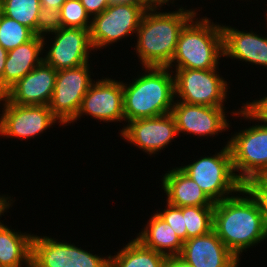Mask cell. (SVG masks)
I'll return each instance as SVG.
<instances>
[{"mask_svg":"<svg viewBox=\"0 0 267 267\" xmlns=\"http://www.w3.org/2000/svg\"><path fill=\"white\" fill-rule=\"evenodd\" d=\"M165 209H159L155 213L168 223L180 240L184 243L187 240V230L182 213V207H175L165 202ZM163 210V211H162Z\"/></svg>","mask_w":267,"mask_h":267,"instance_id":"f1b7e54d","label":"cell"},{"mask_svg":"<svg viewBox=\"0 0 267 267\" xmlns=\"http://www.w3.org/2000/svg\"><path fill=\"white\" fill-rule=\"evenodd\" d=\"M265 18H266L265 20H266V22H267V12H265Z\"/></svg>","mask_w":267,"mask_h":267,"instance_id":"60d3db41","label":"cell"},{"mask_svg":"<svg viewBox=\"0 0 267 267\" xmlns=\"http://www.w3.org/2000/svg\"><path fill=\"white\" fill-rule=\"evenodd\" d=\"M63 27L90 30L91 17L80 0H66L60 9Z\"/></svg>","mask_w":267,"mask_h":267,"instance_id":"4316f807","label":"cell"},{"mask_svg":"<svg viewBox=\"0 0 267 267\" xmlns=\"http://www.w3.org/2000/svg\"><path fill=\"white\" fill-rule=\"evenodd\" d=\"M161 178L168 204L175 207L214 206L207 194L179 167L170 168Z\"/></svg>","mask_w":267,"mask_h":267,"instance_id":"ffe728a7","label":"cell"},{"mask_svg":"<svg viewBox=\"0 0 267 267\" xmlns=\"http://www.w3.org/2000/svg\"><path fill=\"white\" fill-rule=\"evenodd\" d=\"M182 213L187 230V240L203 236L213 230L214 206H186Z\"/></svg>","mask_w":267,"mask_h":267,"instance_id":"cb8c5ba5","label":"cell"},{"mask_svg":"<svg viewBox=\"0 0 267 267\" xmlns=\"http://www.w3.org/2000/svg\"><path fill=\"white\" fill-rule=\"evenodd\" d=\"M226 143L214 155L200 156L187 165L179 166L214 203L235 195L243 187L234 173L232 154Z\"/></svg>","mask_w":267,"mask_h":267,"instance_id":"8992f818","label":"cell"},{"mask_svg":"<svg viewBox=\"0 0 267 267\" xmlns=\"http://www.w3.org/2000/svg\"><path fill=\"white\" fill-rule=\"evenodd\" d=\"M175 1L174 0H157V9H159L160 11H162L163 9H161V8H162L163 5H164V7H165V5L169 6L170 3L173 4V5H175L174 4Z\"/></svg>","mask_w":267,"mask_h":267,"instance_id":"8d00e7d4","label":"cell"},{"mask_svg":"<svg viewBox=\"0 0 267 267\" xmlns=\"http://www.w3.org/2000/svg\"><path fill=\"white\" fill-rule=\"evenodd\" d=\"M33 236L0 221V267H31Z\"/></svg>","mask_w":267,"mask_h":267,"instance_id":"44dd1931","label":"cell"},{"mask_svg":"<svg viewBox=\"0 0 267 267\" xmlns=\"http://www.w3.org/2000/svg\"><path fill=\"white\" fill-rule=\"evenodd\" d=\"M147 9L143 2H113L103 12L93 16L90 27L93 53L136 35Z\"/></svg>","mask_w":267,"mask_h":267,"instance_id":"52a82bcc","label":"cell"},{"mask_svg":"<svg viewBox=\"0 0 267 267\" xmlns=\"http://www.w3.org/2000/svg\"><path fill=\"white\" fill-rule=\"evenodd\" d=\"M3 15L30 28L36 35L37 17L41 9L40 0H1Z\"/></svg>","mask_w":267,"mask_h":267,"instance_id":"d4e9b609","label":"cell"},{"mask_svg":"<svg viewBox=\"0 0 267 267\" xmlns=\"http://www.w3.org/2000/svg\"><path fill=\"white\" fill-rule=\"evenodd\" d=\"M213 231L238 259L246 249L267 239V226L259 207L243 187L214 204Z\"/></svg>","mask_w":267,"mask_h":267,"instance_id":"6da1fadb","label":"cell"},{"mask_svg":"<svg viewBox=\"0 0 267 267\" xmlns=\"http://www.w3.org/2000/svg\"><path fill=\"white\" fill-rule=\"evenodd\" d=\"M142 70L132 82L122 81L125 124L169 114L175 101L174 73L169 68L143 67Z\"/></svg>","mask_w":267,"mask_h":267,"instance_id":"3957f363","label":"cell"},{"mask_svg":"<svg viewBox=\"0 0 267 267\" xmlns=\"http://www.w3.org/2000/svg\"><path fill=\"white\" fill-rule=\"evenodd\" d=\"M226 107H213L188 104L174 101L171 114L173 115L178 135L192 134L193 137H214L222 132H228L229 120L225 112ZM226 115V116H225Z\"/></svg>","mask_w":267,"mask_h":267,"instance_id":"9a60e30c","label":"cell"},{"mask_svg":"<svg viewBox=\"0 0 267 267\" xmlns=\"http://www.w3.org/2000/svg\"><path fill=\"white\" fill-rule=\"evenodd\" d=\"M166 267H192V266L183 262L179 257H172V258H169V261Z\"/></svg>","mask_w":267,"mask_h":267,"instance_id":"e575fe53","label":"cell"},{"mask_svg":"<svg viewBox=\"0 0 267 267\" xmlns=\"http://www.w3.org/2000/svg\"><path fill=\"white\" fill-rule=\"evenodd\" d=\"M214 69H174L175 101L225 107L229 83ZM224 78V79H223ZM180 98V99H179Z\"/></svg>","mask_w":267,"mask_h":267,"instance_id":"ba28073f","label":"cell"},{"mask_svg":"<svg viewBox=\"0 0 267 267\" xmlns=\"http://www.w3.org/2000/svg\"><path fill=\"white\" fill-rule=\"evenodd\" d=\"M243 188L256 201L267 226V176L252 178L243 184Z\"/></svg>","mask_w":267,"mask_h":267,"instance_id":"83f0119b","label":"cell"},{"mask_svg":"<svg viewBox=\"0 0 267 267\" xmlns=\"http://www.w3.org/2000/svg\"><path fill=\"white\" fill-rule=\"evenodd\" d=\"M143 2L149 9H157V0H139Z\"/></svg>","mask_w":267,"mask_h":267,"instance_id":"74e56055","label":"cell"},{"mask_svg":"<svg viewBox=\"0 0 267 267\" xmlns=\"http://www.w3.org/2000/svg\"><path fill=\"white\" fill-rule=\"evenodd\" d=\"M57 70L44 61L19 79L4 96L18 105H48L56 82Z\"/></svg>","mask_w":267,"mask_h":267,"instance_id":"e0dca14e","label":"cell"},{"mask_svg":"<svg viewBox=\"0 0 267 267\" xmlns=\"http://www.w3.org/2000/svg\"><path fill=\"white\" fill-rule=\"evenodd\" d=\"M15 200H13V196L11 198V196H9V194H0V217L2 218V215L4 216L5 212H9L7 211L8 209H10V207L12 208L13 204H14Z\"/></svg>","mask_w":267,"mask_h":267,"instance_id":"d6a6232c","label":"cell"},{"mask_svg":"<svg viewBox=\"0 0 267 267\" xmlns=\"http://www.w3.org/2000/svg\"><path fill=\"white\" fill-rule=\"evenodd\" d=\"M66 0H40L41 8L60 10Z\"/></svg>","mask_w":267,"mask_h":267,"instance_id":"836d02e7","label":"cell"},{"mask_svg":"<svg viewBox=\"0 0 267 267\" xmlns=\"http://www.w3.org/2000/svg\"><path fill=\"white\" fill-rule=\"evenodd\" d=\"M200 11L183 6L175 11L147 9L134 37V50L141 67H167L176 51L181 30Z\"/></svg>","mask_w":267,"mask_h":267,"instance_id":"7a4b0ae2","label":"cell"},{"mask_svg":"<svg viewBox=\"0 0 267 267\" xmlns=\"http://www.w3.org/2000/svg\"><path fill=\"white\" fill-rule=\"evenodd\" d=\"M63 28L60 10L41 8L37 17L36 35L46 36L47 34Z\"/></svg>","mask_w":267,"mask_h":267,"instance_id":"f546056e","label":"cell"},{"mask_svg":"<svg viewBox=\"0 0 267 267\" xmlns=\"http://www.w3.org/2000/svg\"><path fill=\"white\" fill-rule=\"evenodd\" d=\"M196 17L180 32L175 54L167 66L170 70L219 68V60L223 57L221 24L206 16Z\"/></svg>","mask_w":267,"mask_h":267,"instance_id":"277c9868","label":"cell"},{"mask_svg":"<svg viewBox=\"0 0 267 267\" xmlns=\"http://www.w3.org/2000/svg\"><path fill=\"white\" fill-rule=\"evenodd\" d=\"M178 257L192 267H238L241 261L213 230L186 240Z\"/></svg>","mask_w":267,"mask_h":267,"instance_id":"2e32d148","label":"cell"},{"mask_svg":"<svg viewBox=\"0 0 267 267\" xmlns=\"http://www.w3.org/2000/svg\"><path fill=\"white\" fill-rule=\"evenodd\" d=\"M118 133L123 140L141 149L148 156H156L161 150L164 151L178 136L176 122L171 113L132 120L126 126L124 124Z\"/></svg>","mask_w":267,"mask_h":267,"instance_id":"5bb4252c","label":"cell"},{"mask_svg":"<svg viewBox=\"0 0 267 267\" xmlns=\"http://www.w3.org/2000/svg\"><path fill=\"white\" fill-rule=\"evenodd\" d=\"M0 106V137L28 140L47 132L55 123L62 126L48 105H18L3 95Z\"/></svg>","mask_w":267,"mask_h":267,"instance_id":"30bf717a","label":"cell"},{"mask_svg":"<svg viewBox=\"0 0 267 267\" xmlns=\"http://www.w3.org/2000/svg\"><path fill=\"white\" fill-rule=\"evenodd\" d=\"M259 99V100H258ZM245 102L257 115L267 122V94L261 99Z\"/></svg>","mask_w":267,"mask_h":267,"instance_id":"1f68e13d","label":"cell"},{"mask_svg":"<svg viewBox=\"0 0 267 267\" xmlns=\"http://www.w3.org/2000/svg\"><path fill=\"white\" fill-rule=\"evenodd\" d=\"M8 51L0 45V79L3 77Z\"/></svg>","mask_w":267,"mask_h":267,"instance_id":"d590c367","label":"cell"},{"mask_svg":"<svg viewBox=\"0 0 267 267\" xmlns=\"http://www.w3.org/2000/svg\"><path fill=\"white\" fill-rule=\"evenodd\" d=\"M82 115H89L103 123L125 122L122 80L118 81L113 77H102L96 81L94 79L82 100L78 114L71 123L80 120Z\"/></svg>","mask_w":267,"mask_h":267,"instance_id":"4fadbf2b","label":"cell"},{"mask_svg":"<svg viewBox=\"0 0 267 267\" xmlns=\"http://www.w3.org/2000/svg\"><path fill=\"white\" fill-rule=\"evenodd\" d=\"M50 34L55 36H50ZM47 36L49 37H42L43 48L46 51L43 52L45 55L44 62L54 67L57 71L84 65L91 60L89 59L92 56L90 53L92 54L91 51L94 48L90 40V30L63 27L47 34ZM47 38L48 40L50 38L49 41L51 42Z\"/></svg>","mask_w":267,"mask_h":267,"instance_id":"7c38bea8","label":"cell"},{"mask_svg":"<svg viewBox=\"0 0 267 267\" xmlns=\"http://www.w3.org/2000/svg\"><path fill=\"white\" fill-rule=\"evenodd\" d=\"M90 64L88 62L57 71L54 91L48 106L62 126L71 124L75 119L82 100L94 81L91 78L94 74L90 70Z\"/></svg>","mask_w":267,"mask_h":267,"instance_id":"9c48e42d","label":"cell"},{"mask_svg":"<svg viewBox=\"0 0 267 267\" xmlns=\"http://www.w3.org/2000/svg\"><path fill=\"white\" fill-rule=\"evenodd\" d=\"M80 1L91 18L103 12L112 3L111 0H80Z\"/></svg>","mask_w":267,"mask_h":267,"instance_id":"4dcf8cb0","label":"cell"},{"mask_svg":"<svg viewBox=\"0 0 267 267\" xmlns=\"http://www.w3.org/2000/svg\"><path fill=\"white\" fill-rule=\"evenodd\" d=\"M35 33L27 26L2 15L0 20V45L7 51L30 41Z\"/></svg>","mask_w":267,"mask_h":267,"instance_id":"484cf974","label":"cell"},{"mask_svg":"<svg viewBox=\"0 0 267 267\" xmlns=\"http://www.w3.org/2000/svg\"><path fill=\"white\" fill-rule=\"evenodd\" d=\"M109 257V267H166L169 261L167 256L145 247L136 238Z\"/></svg>","mask_w":267,"mask_h":267,"instance_id":"603a6c76","label":"cell"},{"mask_svg":"<svg viewBox=\"0 0 267 267\" xmlns=\"http://www.w3.org/2000/svg\"><path fill=\"white\" fill-rule=\"evenodd\" d=\"M111 2H140L139 0H111Z\"/></svg>","mask_w":267,"mask_h":267,"instance_id":"f35d334b","label":"cell"},{"mask_svg":"<svg viewBox=\"0 0 267 267\" xmlns=\"http://www.w3.org/2000/svg\"><path fill=\"white\" fill-rule=\"evenodd\" d=\"M221 29L223 58L245 61L248 65H259L267 69V34L258 35L253 29L249 32L243 29L241 31L226 24H222Z\"/></svg>","mask_w":267,"mask_h":267,"instance_id":"ac0fdd59","label":"cell"},{"mask_svg":"<svg viewBox=\"0 0 267 267\" xmlns=\"http://www.w3.org/2000/svg\"><path fill=\"white\" fill-rule=\"evenodd\" d=\"M231 113L232 116L241 117V120L255 122V125L234 132L227 140L237 179L244 184L252 178L267 176V122L246 103Z\"/></svg>","mask_w":267,"mask_h":267,"instance_id":"5b68a950","label":"cell"},{"mask_svg":"<svg viewBox=\"0 0 267 267\" xmlns=\"http://www.w3.org/2000/svg\"><path fill=\"white\" fill-rule=\"evenodd\" d=\"M2 15H3V5H2V1L0 0V20H1Z\"/></svg>","mask_w":267,"mask_h":267,"instance_id":"ab89813d","label":"cell"},{"mask_svg":"<svg viewBox=\"0 0 267 267\" xmlns=\"http://www.w3.org/2000/svg\"><path fill=\"white\" fill-rule=\"evenodd\" d=\"M108 256L50 236H33L31 267H109Z\"/></svg>","mask_w":267,"mask_h":267,"instance_id":"8fae6325","label":"cell"},{"mask_svg":"<svg viewBox=\"0 0 267 267\" xmlns=\"http://www.w3.org/2000/svg\"><path fill=\"white\" fill-rule=\"evenodd\" d=\"M141 230L137 234L136 239L145 247L153 249L168 258L180 255L183 242L176 235L172 227L155 212Z\"/></svg>","mask_w":267,"mask_h":267,"instance_id":"7402d4cb","label":"cell"},{"mask_svg":"<svg viewBox=\"0 0 267 267\" xmlns=\"http://www.w3.org/2000/svg\"><path fill=\"white\" fill-rule=\"evenodd\" d=\"M43 45L42 36L35 35L30 41L8 51L0 79V96L44 61Z\"/></svg>","mask_w":267,"mask_h":267,"instance_id":"d6986e66","label":"cell"}]
</instances>
